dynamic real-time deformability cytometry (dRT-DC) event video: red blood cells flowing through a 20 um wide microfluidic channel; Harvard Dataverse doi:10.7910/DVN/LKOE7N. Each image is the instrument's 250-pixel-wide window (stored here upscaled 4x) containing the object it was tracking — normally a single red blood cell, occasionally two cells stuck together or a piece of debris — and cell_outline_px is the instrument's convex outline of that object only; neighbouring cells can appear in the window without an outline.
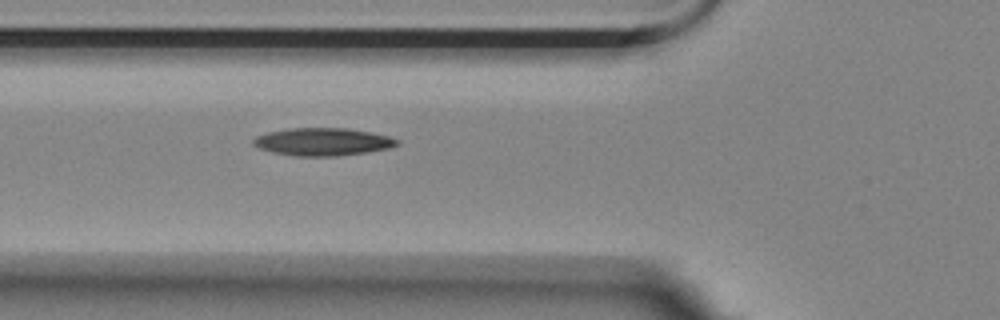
{"species": "Egyptian fruit bat (a non-hibernating species)", "species_latin": "Rousettus aegyptiacus", "temperature_condition": "room temperature", "stored_images_in_passage": 5, "camera_frame_rate_fps": 3000, "um_per_image_px": 0.085, "animal": {"sex": "female"}, "frame": {"image": 1, "passage_image": 5, "time_ms": 1.333, "image_size_px": [1000, 320], "cell_outline_px": [[400, 144], [388, 148], [368, 152], [336, 156], [296, 156], [272, 152], [260, 148], [252, 144], [252, 140], [256, 136], [268, 132], [288, 128], [348, 128], [388, 136], [400, 140]], "centroid_in_image_um": [27.42, 12.05], "position_along_channel_um": 98.4, "area_um2": 23.18}}